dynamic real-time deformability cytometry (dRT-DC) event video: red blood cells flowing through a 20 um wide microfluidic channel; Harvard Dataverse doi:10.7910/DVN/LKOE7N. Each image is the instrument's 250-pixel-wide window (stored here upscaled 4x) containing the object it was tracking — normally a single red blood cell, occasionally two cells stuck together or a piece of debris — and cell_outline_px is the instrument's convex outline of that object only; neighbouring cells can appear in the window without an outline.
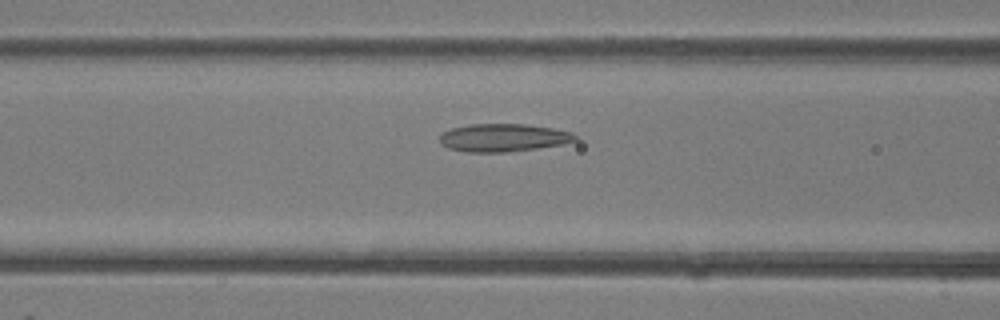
{"species": "common noctule bat (a hibernating species)", "species_latin": "Nyctalus noctula", "temperature_condition": "room temperature", "stored_images_in_passage": 41, "camera_frame_rate_fps": 3000, "um_per_image_px": 0.085, "animal": {"sex": "female"}, "frame": {"image": 1, "passage_image": 17, "time_ms": 5.333, "image_size_px": [1000, 320], "cell_outline_px": [[576, 140], [564, 144], [508, 152], [468, 152], [448, 148], [440, 144], [440, 136], [444, 132], [452, 128], [468, 124], [524, 124], [552, 128], [572, 132], [576, 136]], "centroid_in_image_um": [42.77, 11.7], "position_along_channel_um": 123.8, "area_um2": 21.96}}
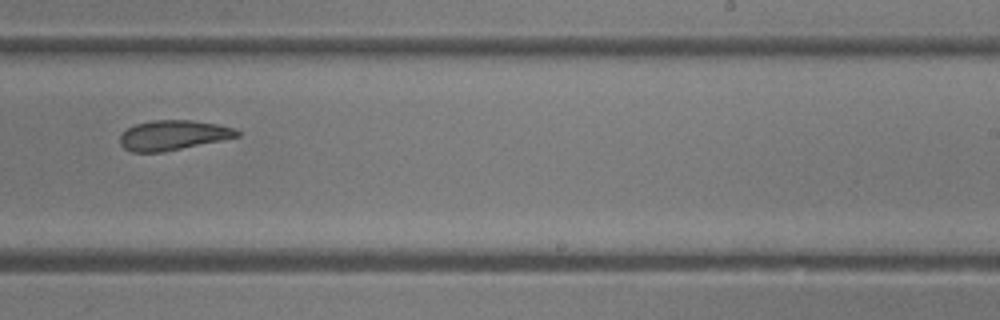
{"frame": {"image": 2, "passage_image": 26, "time_ms": 8.333, "image_size_px": [1000, 320], "cell_outline_px": [[240, 136], [224, 140], [164, 152], [132, 152], [124, 148], [120, 144], [120, 136], [128, 128], [136, 124], [152, 120], [192, 120], [216, 124], [236, 128], [240, 132]], "centroid_in_image_um": [14.75, 11.5], "position_along_channel_um": 274.3, "area_um2": 20.46}}
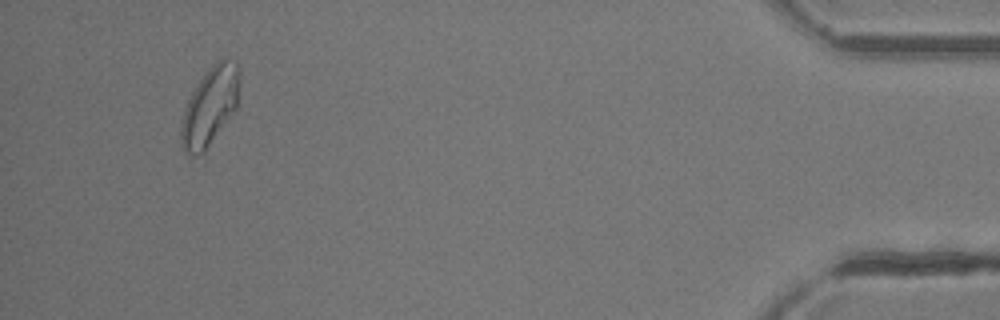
{"frame": {"image": 3, "passage_image": 39, "time_ms": 12.667, "image_size_px": [1000, 320], "cell_outline_px": [[240, 84], [236, 108], [204, 156], [188, 160], [180, 140], [180, 124], [184, 108], [192, 92], [204, 72], [220, 56], [224, 56], [236, 60], [240, 68]], "centroid_in_image_um": [17.84, 9.07], "position_along_channel_um": 417.4, "area_um2": 28.09}}